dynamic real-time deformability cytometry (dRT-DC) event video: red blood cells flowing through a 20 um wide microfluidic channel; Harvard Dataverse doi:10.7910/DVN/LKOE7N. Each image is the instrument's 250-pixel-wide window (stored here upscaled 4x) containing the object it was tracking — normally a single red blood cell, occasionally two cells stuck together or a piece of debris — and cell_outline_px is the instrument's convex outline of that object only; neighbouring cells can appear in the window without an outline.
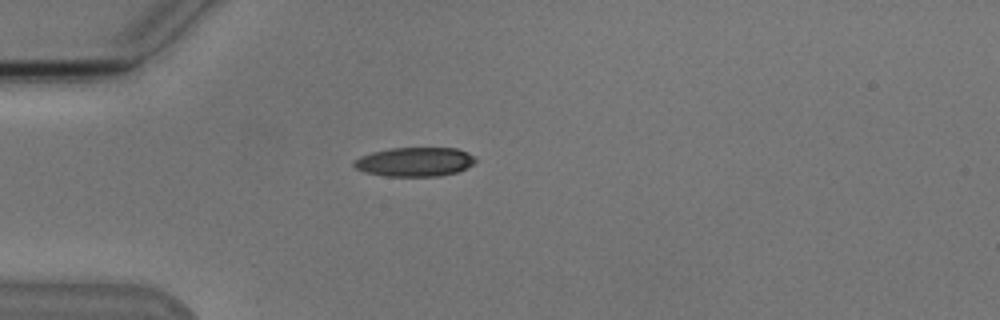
{"species": "Egyptian fruit bat (a non-hibernating species)", "species_latin": "Rousettus aegyptiacus", "temperature_condition": "cold", "stored_images_in_passage": 29, "camera_frame_rate_fps": 3000, "um_per_image_px": 0.085, "animal": {"sex": "male"}, "frame": {"image": 1, "passage_image": 2, "time_ms": 0.333, "image_size_px": [1000, 320], "cell_outline_px": [[476, 160], [472, 164], [456, 172], [440, 176], [388, 176], [364, 172], [356, 168], [352, 164], [352, 160], [360, 156], [372, 152], [388, 148], [456, 148], [468, 152], [476, 156]], "centroid_in_image_um": [35.23, 13.75], "position_along_channel_um": 49.8, "area_um2": 20.69}}
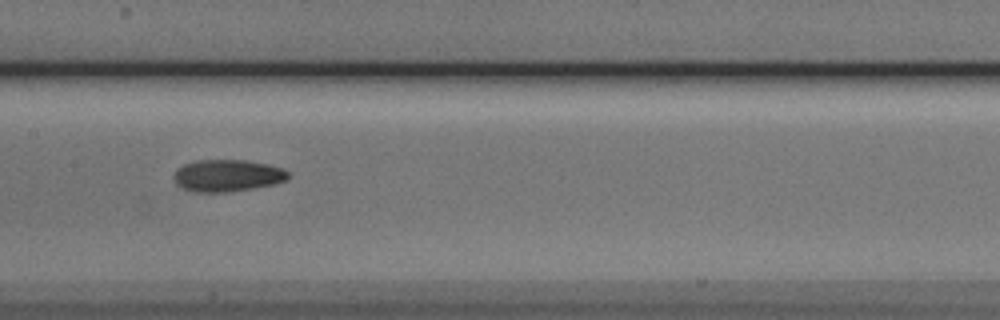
{"frame": {"image": 2, "passage_image": 14, "time_ms": 4.333, "image_size_px": [1000, 320], "cell_outline_px": [[288, 176], [284, 180], [272, 184], [228, 192], [192, 192], [176, 184], [172, 176], [184, 164], [196, 160], [248, 160], [268, 164], [280, 168], [288, 172]], "centroid_in_image_um": [19.28, 14.92], "position_along_channel_um": 188.1, "area_um2": 21.04}}
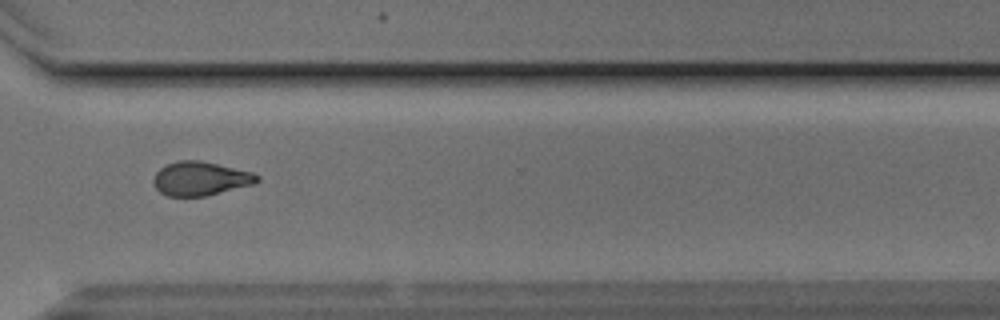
{"frame": {"image": 3, "passage_image": 27, "time_ms": 8.667, "image_size_px": [1000, 320], "cell_outline_px": [[260, 180], [252, 184], [204, 196], [168, 196], [160, 192], [156, 188], [152, 180], [156, 172], [160, 168], [176, 160], [200, 160], [252, 172], [260, 176]], "centroid_in_image_um": [17.01, 15.17], "position_along_channel_um": 353.6, "area_um2": 20.29}, "authors_computed_cell_mechanics": {"area_um2": 20.9814, "velocity_mm_per_s": 3.827, "shape_relaxation_time_tau1_ms": 4.7448, "shape_relaxation_time_tau2_ms": 3.7144, "deformation_change_tau1": 0.1473, "deformation_change_tau2": 0.0925}}